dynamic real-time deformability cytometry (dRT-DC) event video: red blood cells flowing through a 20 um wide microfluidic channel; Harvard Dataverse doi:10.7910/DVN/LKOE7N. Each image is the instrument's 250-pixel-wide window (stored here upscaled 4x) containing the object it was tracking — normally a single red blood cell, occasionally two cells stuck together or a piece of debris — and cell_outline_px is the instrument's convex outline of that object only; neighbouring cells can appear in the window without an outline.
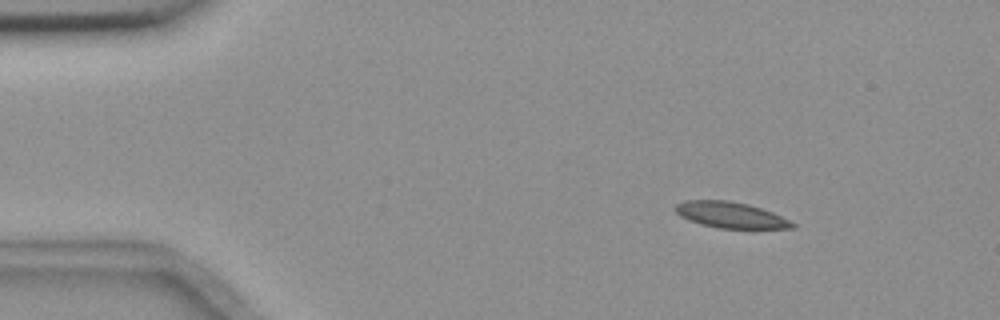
{"species": "common noctule bat (a hibernating species)", "species_latin": "Nyctalus noctula", "temperature_condition": "room temperature", "stored_images_in_passage": 3, "camera_frame_rate_fps": 3000, "um_per_image_px": 0.085, "animal": {"sex": "female", "body_mass_g": 18.4}, "frame": {"image": 1, "passage_image": 1, "time_ms": 0.0, "image_size_px": [1000, 320], "cell_outline_px": [[796, 228], [720, 228], [700, 224], [688, 220], [680, 216], [672, 208], [676, 204], [684, 200], [728, 200], [748, 204], [772, 212], [796, 224]], "centroid_in_image_um": [62.04, 18.26], "position_along_channel_um": 23.0, "area_um2": 17.69}}